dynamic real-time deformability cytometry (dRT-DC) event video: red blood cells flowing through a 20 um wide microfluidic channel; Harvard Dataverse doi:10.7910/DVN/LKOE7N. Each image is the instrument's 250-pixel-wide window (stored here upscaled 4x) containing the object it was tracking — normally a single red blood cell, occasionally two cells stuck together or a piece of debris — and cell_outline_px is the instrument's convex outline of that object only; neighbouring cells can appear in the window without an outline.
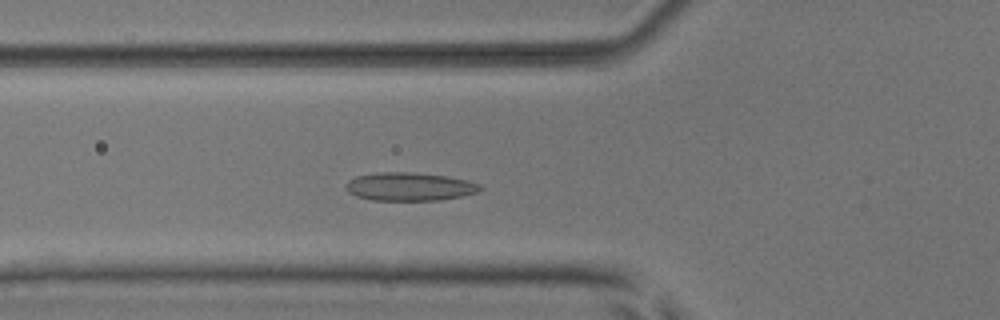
{"species": "common noctule bat (a hibernating species)", "species_latin": "Nyctalus noctula", "temperature_condition": "room temperature", "stored_images_in_passage": 50, "camera_frame_rate_fps": 3000, "um_per_image_px": 0.085, "animal": {"sex": "male", "body_mass_g": 17.9, "forearm_length_mm": 54.2}, "frame": {"image": 1, "passage_image": 16, "time_ms": 5.0, "image_size_px": [1000, 320], "cell_outline_px": [[484, 188], [480, 192], [440, 200], [372, 200], [356, 196], [348, 192], [344, 188], [344, 184], [348, 180], [356, 176], [380, 172], [416, 172], [448, 176], [468, 180], [480, 184]], "centroid_in_image_um": [34.82, 15.85], "position_along_channel_um": 91.0, "area_um2": 22.43}}
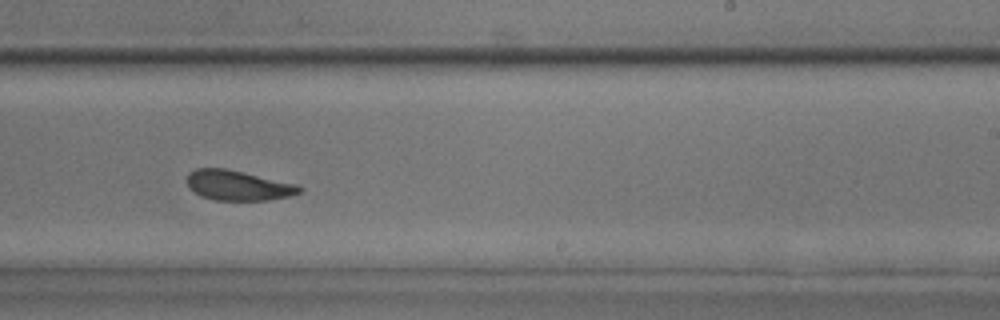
{"frame": {"image": 2, "passage_image": 30, "time_ms": 9.667, "image_size_px": [1000, 320], "cell_outline_px": [[304, 192], [288, 196], [268, 200], [212, 200], [200, 196], [188, 188], [188, 172], [196, 168], [224, 168], [244, 172], [296, 184], [304, 188]], "centroid_in_image_um": [20.23, 15.76], "position_along_channel_um": 268.8, "area_um2": 19.77}}
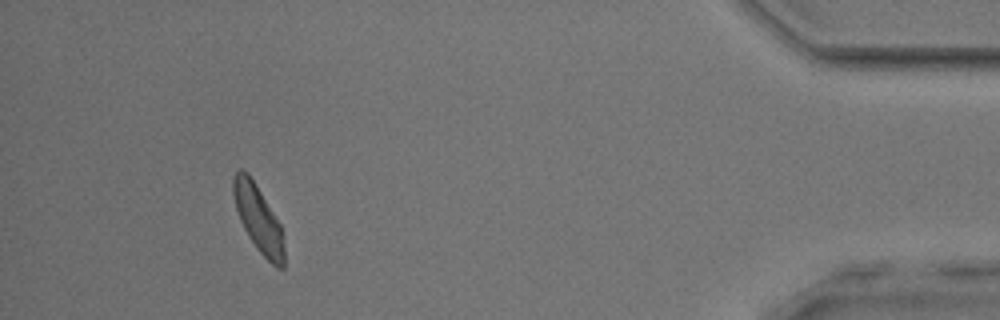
{"frame": {"image": 3, "passage_image": 46, "time_ms": 15.0, "image_size_px": [1000, 320], "cell_outline_px": [[284, 268], [276, 268], [256, 248], [248, 236], [240, 220], [236, 208], [232, 192], [232, 176], [240, 168], [244, 168], [248, 172], [280, 224], [284, 248]], "centroid_in_image_um": [21.93, 18.56], "position_along_channel_um": 413.3, "area_um2": 19.59}, "authors_computed_cell_mechanics": {"area_um2": 20.3456, "velocity_mm_per_s": 3.8219, "shape_relaxation_time_tau1_ms": 4.7528, "shape_relaxation_time_tau2_ms": 2.0022, "deformation_change_tau1": 0.0981, "deformation_change_tau2": 0.0717}}